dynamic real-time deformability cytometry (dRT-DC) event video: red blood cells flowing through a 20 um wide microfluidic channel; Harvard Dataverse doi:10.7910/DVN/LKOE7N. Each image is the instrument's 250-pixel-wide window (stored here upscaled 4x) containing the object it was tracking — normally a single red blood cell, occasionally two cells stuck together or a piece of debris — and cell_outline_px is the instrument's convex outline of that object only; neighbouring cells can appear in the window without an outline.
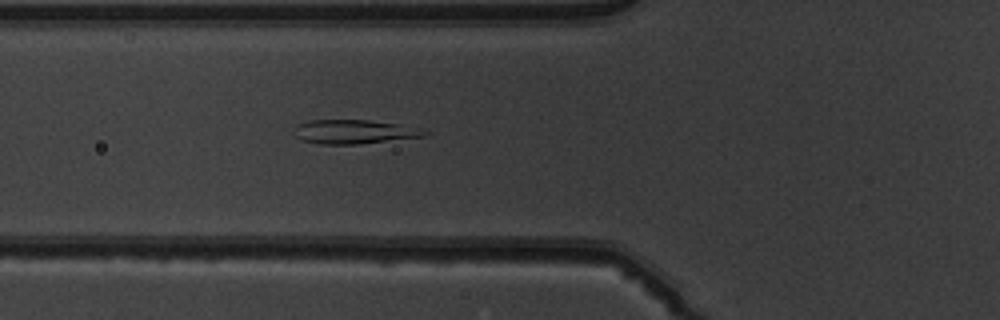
{"species": "common noctule bat (a hibernating species)", "species_latin": "Nyctalus noctula", "temperature_condition": "warm", "stored_images_in_passage": 52, "camera_frame_rate_fps": 3000, "um_per_image_px": 0.085, "animal": {"sex": "male", "body_mass_g": 19.5, "forearm_length_mm": 54.6}, "frame": {"image": 1, "passage_image": 20, "time_ms": 6.333, "image_size_px": [1000, 320], "cell_outline_px": [[428, 132], [424, 136], [360, 144], [320, 144], [300, 140], [292, 132], [292, 128], [296, 124], [312, 120], [368, 120], [400, 124]], "centroid_in_image_um": [29.98, 11.2], "position_along_channel_um": 95.8, "area_um2": 18.21}}
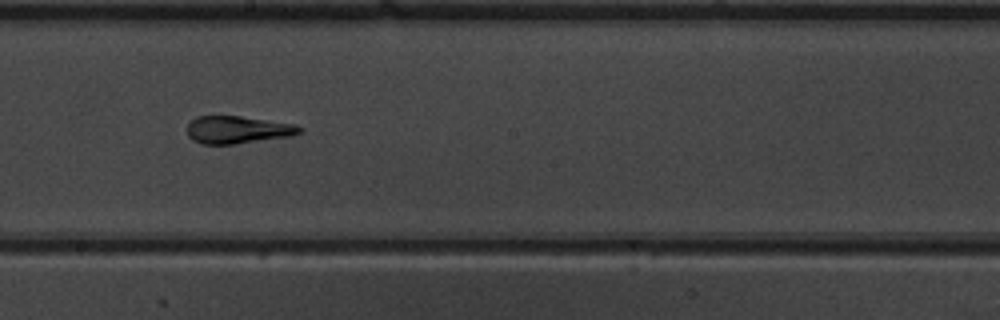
{"frame": {"image": 2, "passage_image": 30, "time_ms": 9.667, "image_size_px": [1000, 320], "cell_outline_px": [[304, 128], [300, 132], [292, 136], [232, 144], [200, 144], [192, 140], [188, 136], [188, 124], [196, 116], [240, 116], [296, 124]], "centroid_in_image_um": [20.2, 11.03], "position_along_channel_um": 228.0, "area_um2": 18.03}}
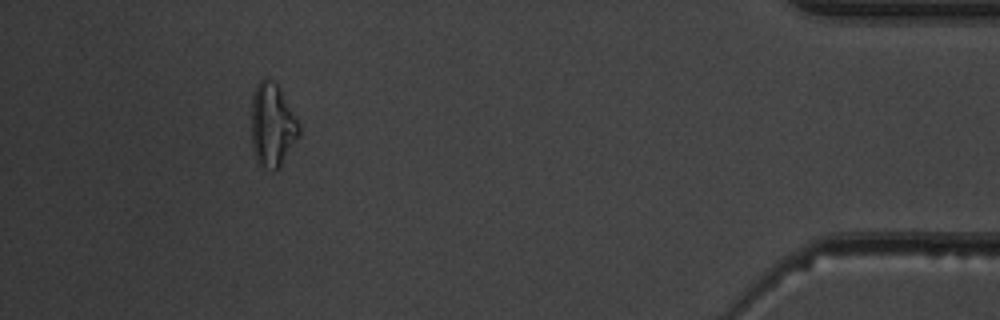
{"frame": {"image": 3, "passage_image": 48, "time_ms": 15.667, "image_size_px": [1000, 320], "cell_outline_px": [[300, 136], [280, 164], [272, 172], [260, 164], [256, 160], [252, 148], [252, 92], [256, 84], [260, 80], [268, 80], [276, 84], [280, 88], [300, 128]], "centroid_in_image_um": [23.12, 10.64], "position_along_channel_um": 412.1, "area_um2": 22.72}, "authors_computed_cell_mechanics": {"area_um2": 19.5075, "velocity_mm_per_s": 3.9584, "shape_relaxation_time_tau1_ms": 8.06, "shape_relaxation_time_tau2_ms": 1.4117, "deformation_change_tau1": 0.227, "deformation_change_tau2": 0.1002}}